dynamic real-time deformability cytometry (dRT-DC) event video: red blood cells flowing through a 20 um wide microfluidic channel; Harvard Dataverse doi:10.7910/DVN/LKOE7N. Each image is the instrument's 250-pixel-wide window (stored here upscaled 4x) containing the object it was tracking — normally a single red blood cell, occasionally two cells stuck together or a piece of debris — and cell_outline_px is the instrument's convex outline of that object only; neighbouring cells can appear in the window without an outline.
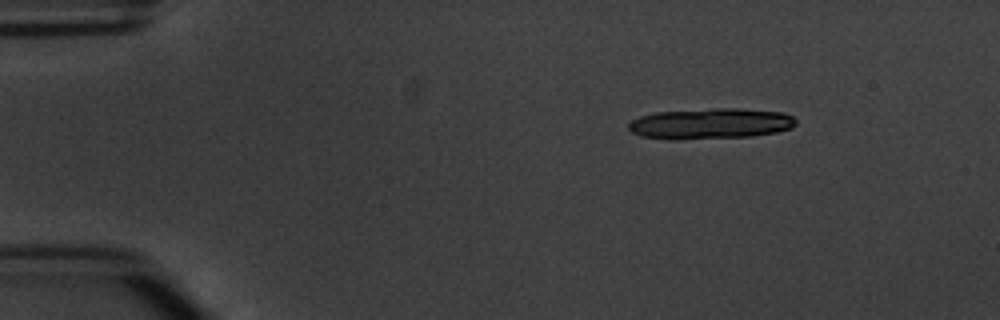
{"species": "common noctule bat (a hibernating species)", "species_latin": "Nyctalus noctula", "temperature_condition": "warm", "stored_images_in_passage": 6, "camera_frame_rate_fps": 3000, "um_per_image_px": 0.085, "animal": {"sex": "male", "body_mass_g": 20.1, "forearm_length_mm": 53.5}, "frame": {"image": 1, "passage_image": 1, "time_ms": 0.0, "image_size_px": [1000, 320], "cell_outline_px": [[796, 124], [792, 128], [776, 132], [752, 136], [640, 136], [632, 132], [628, 128], [628, 124], [632, 120], [640, 116], [656, 112], [716, 108], [736, 108], [784, 112], [792, 116], [796, 120]], "centroid_in_image_um": [60.5, 10.44], "position_along_channel_um": 24.5, "area_um2": 28.5}}
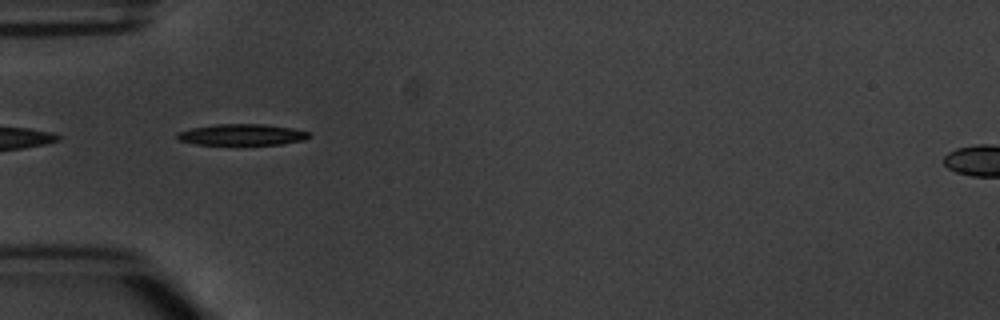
{"frame": {"image": 2, "passage_image": 4, "time_ms": 3.333, "image_size_px": [1000, 320], "cell_outline_px": [[312, 136], [304, 140], [280, 144], [196, 144], [180, 140], [176, 136], [176, 132], [192, 128], [216, 124], [264, 124], [292, 128], [308, 132]], "centroid_in_image_um": [20.57, 11.44], "position_along_channel_um": 64.4, "area_um2": 16.13}}
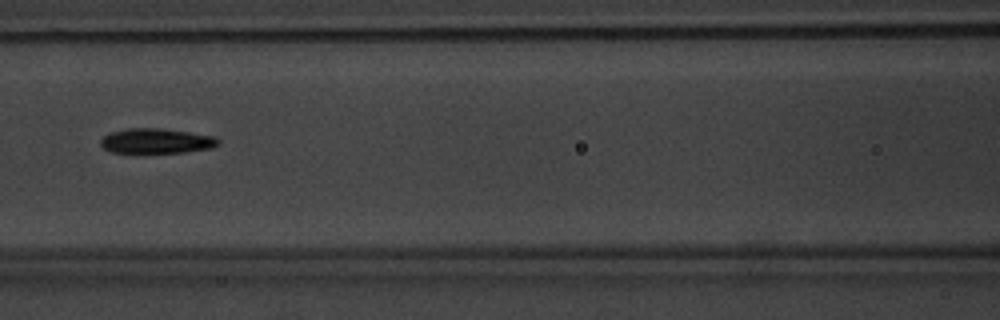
{"frame": {"image": 3, "passage_image": 6, "time_ms": 5.667, "image_size_px": [1000, 320], "cell_outline_px": [[220, 144], [212, 148], [184, 152], [112, 152], [104, 148], [100, 144], [100, 140], [108, 132], [128, 128], [160, 128], [216, 136], [220, 140]], "centroid_in_image_um": [13.31, 11.97], "position_along_channel_um": 153.3, "area_um2": 17.11}}